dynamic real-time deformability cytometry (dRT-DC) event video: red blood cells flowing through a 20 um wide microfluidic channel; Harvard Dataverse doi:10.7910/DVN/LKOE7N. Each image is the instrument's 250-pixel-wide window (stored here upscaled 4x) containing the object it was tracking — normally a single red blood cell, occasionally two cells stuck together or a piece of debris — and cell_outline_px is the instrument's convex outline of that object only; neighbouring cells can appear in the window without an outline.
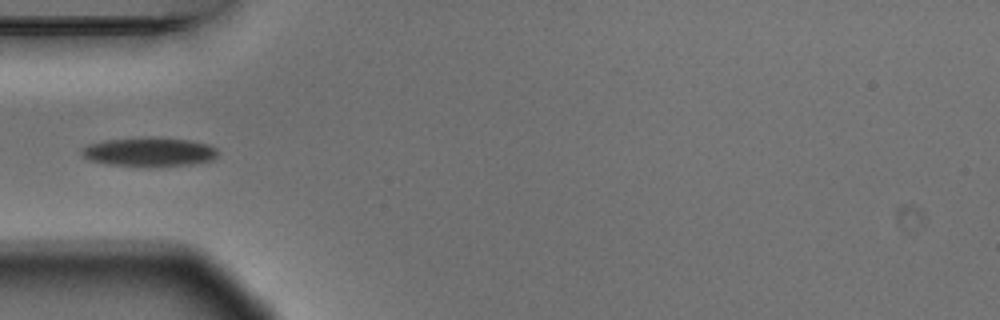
{"species": "Egyptian fruit bat (a non-hibernating species)", "species_latin": "Rousettus aegyptiacus", "temperature_condition": "warm", "stored_images_in_passage": 10, "camera_frame_rate_fps": 3000, "um_per_image_px": 0.085, "animal": {"sex": "male"}, "frame": {"image": 1, "passage_image": 5, "time_ms": 1.333, "image_size_px": [1000, 320], "cell_outline_px": [[216, 156], [212, 160], [192, 164], [148, 168], [108, 164], [88, 160], [80, 152], [88, 144], [104, 140], [148, 136], [152, 136], [188, 140], [208, 144], [216, 148]], "centroid_in_image_um": [12.66, 12.92], "position_along_channel_um": 72.3, "area_um2": 23.52}}
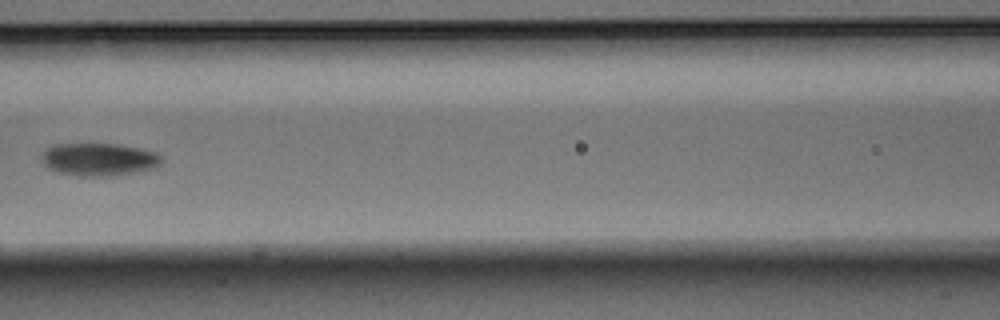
{"frame": {"image": 2, "passage_image": 7, "time_ms": 2.0, "image_size_px": [1000, 320], "cell_outline_px": [[164, 156], [160, 164], [156, 168], [116, 176], [80, 176], [60, 172], [48, 168], [40, 160], [40, 156], [52, 144], [116, 144], [156, 152]], "centroid_in_image_um": [8.43, 13.56], "position_along_channel_um": 158.2, "area_um2": 23.0}}
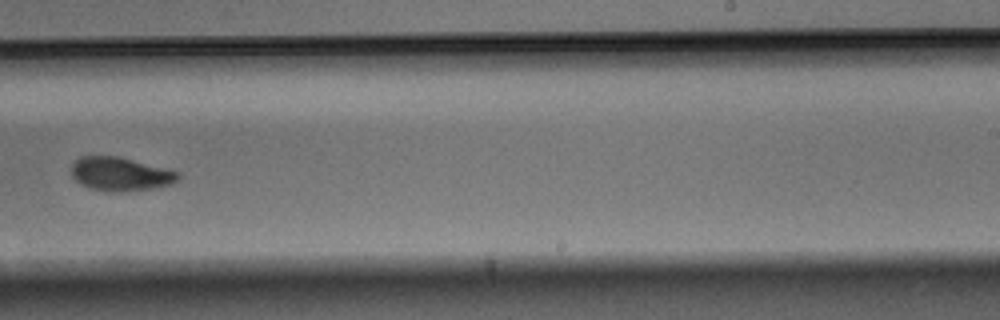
{"frame": {"image": 3, "passage_image": 10, "time_ms": 3.0, "image_size_px": [1000, 320], "cell_outline_px": [[180, 176], [172, 184], [152, 188], [124, 192], [112, 192], [88, 188], [80, 184], [72, 176], [72, 164], [80, 156], [116, 156], [180, 172]], "centroid_in_image_um": [10.21, 14.8], "position_along_channel_um": 278.8, "area_um2": 20.81}}